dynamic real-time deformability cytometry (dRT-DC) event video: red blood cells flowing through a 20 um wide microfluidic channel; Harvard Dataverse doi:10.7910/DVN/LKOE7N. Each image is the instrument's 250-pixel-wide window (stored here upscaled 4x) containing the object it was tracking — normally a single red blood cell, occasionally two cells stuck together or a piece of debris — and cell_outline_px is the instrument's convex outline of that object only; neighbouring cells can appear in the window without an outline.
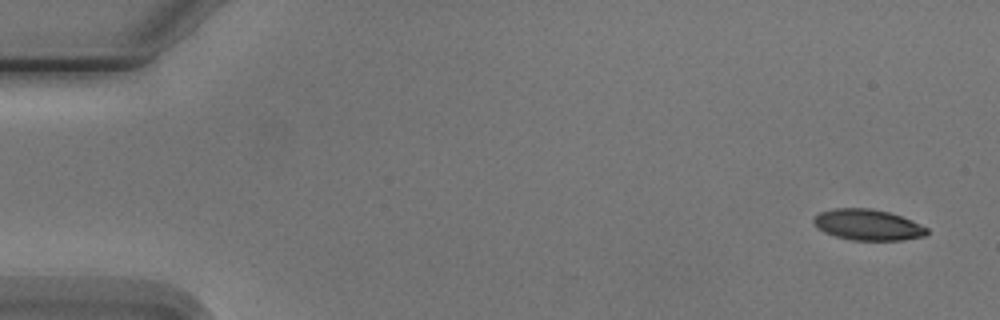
{"species": "Egyptian fruit bat (a non-hibernating species)", "species_latin": "Rousettus aegyptiacus", "temperature_condition": "cold", "stored_images_in_passage": 6, "camera_frame_rate_fps": 3000, "um_per_image_px": 0.085, "animal": {"sex": "male"}, "frame": {"image": 1, "passage_image": 1, "time_ms": 0.0, "image_size_px": [1000, 320], "cell_outline_px": [[928, 232], [924, 236], [900, 240], [852, 240], [836, 236], [824, 232], [816, 228], [812, 220], [820, 212], [836, 208], [872, 208], [888, 212], [912, 220], [928, 228]], "centroid_in_image_um": [73.75, 19.1], "position_along_channel_um": 11.3, "area_um2": 20.35}}
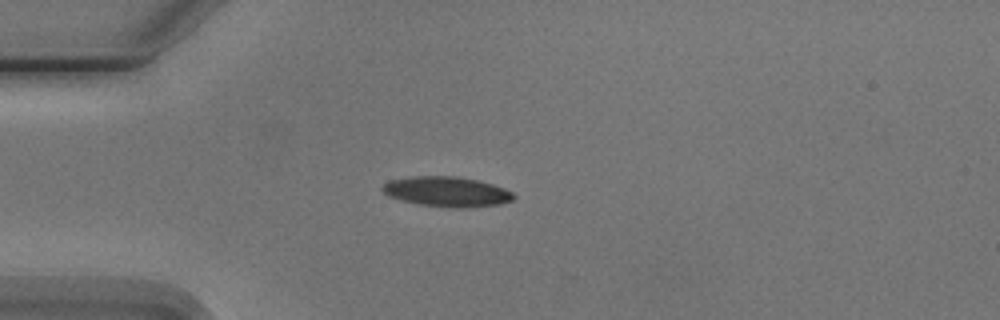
{"frame": {"image": 2, "passage_image": 4, "time_ms": 4.0, "image_size_px": [1000, 320], "cell_outline_px": [[516, 196], [512, 200], [500, 204], [468, 208], [452, 208], [420, 204], [388, 196], [380, 188], [388, 180], [412, 176], [456, 176], [476, 180], [492, 184], [504, 188], [512, 192]], "centroid_in_image_um": [37.99, 16.29], "position_along_channel_um": 47.0, "area_um2": 22.95}}
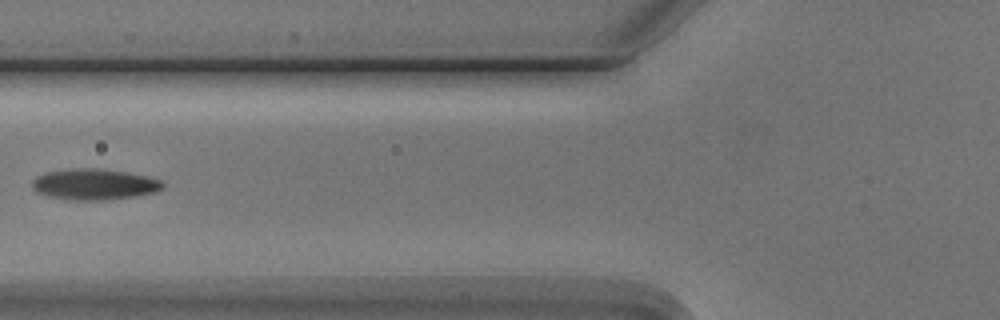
{"frame": {"image": 3, "passage_image": 6, "time_ms": 6.333, "image_size_px": [1000, 320], "cell_outline_px": [[164, 188], [156, 192], [140, 196], [104, 200], [76, 200], [48, 196], [36, 192], [32, 188], [32, 180], [36, 176], [44, 172], [72, 168], [96, 168], [124, 172], [144, 176], [160, 180], [164, 184]], "centroid_in_image_um": [7.99, 15.67], "position_along_channel_um": 117.8, "area_um2": 23.64}}